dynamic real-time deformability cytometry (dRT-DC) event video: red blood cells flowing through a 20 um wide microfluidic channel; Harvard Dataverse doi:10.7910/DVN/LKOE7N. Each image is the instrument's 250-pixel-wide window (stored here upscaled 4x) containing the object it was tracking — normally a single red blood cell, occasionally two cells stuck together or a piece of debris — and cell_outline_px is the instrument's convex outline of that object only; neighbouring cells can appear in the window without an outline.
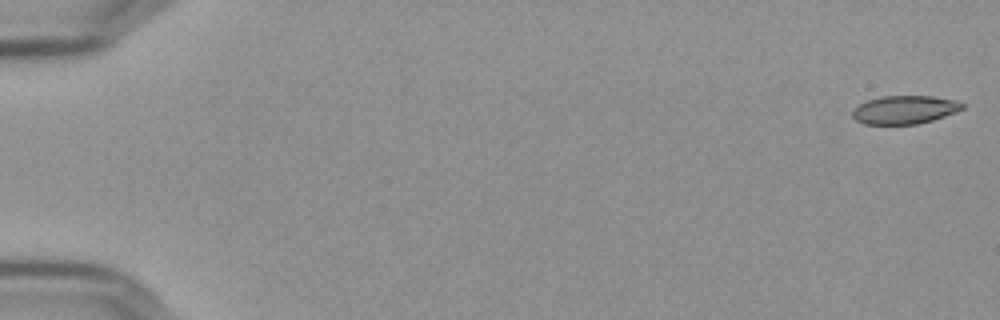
{"species": "Egyptian fruit bat (a non-hibernating species)", "species_latin": "Rousettus aegyptiacus", "temperature_condition": "cold", "stored_images_in_passage": 56, "camera_frame_rate_fps": 3000, "um_per_image_px": 0.085, "frame": {"image": 1, "passage_image": 1, "time_ms": 0.0, "image_size_px": [1000, 320], "cell_outline_px": [[964, 108], [956, 112], [932, 120], [916, 124], [864, 124], [856, 120], [852, 116], [852, 108], [868, 100], [884, 96], [932, 96], [956, 100], [964, 104]], "centroid_in_image_um": [76.89, 9.33], "position_along_channel_um": 8.1, "area_um2": 18.09}}
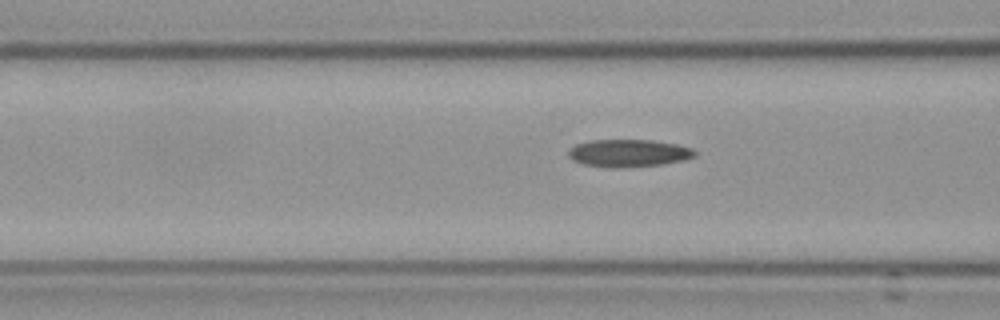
{"frame": {"image": 2, "passage_image": 23, "time_ms": 7.333, "image_size_px": [1000, 320], "cell_outline_px": [[696, 156], [684, 160], [664, 164], [624, 168], [608, 168], [584, 164], [572, 160], [568, 156], [568, 148], [576, 144], [588, 140], [652, 140], [676, 144], [692, 148], [696, 152]], "centroid_in_image_um": [53.41, 13.02], "position_along_channel_um": 113.2, "area_um2": 20.58}}
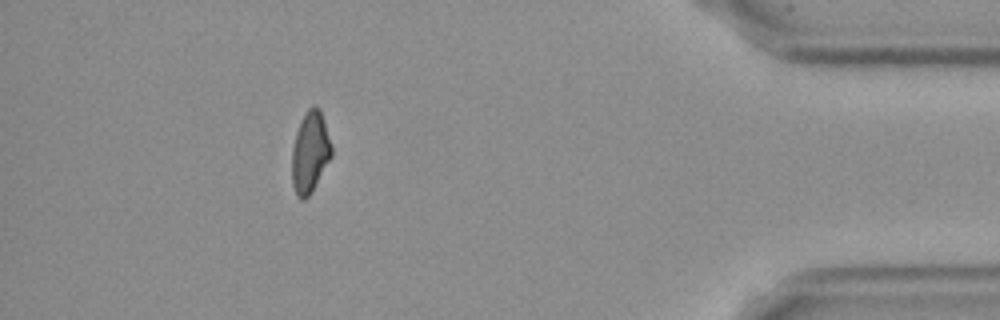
{"frame": {"image": 3, "passage_image": 51, "time_ms": 16.667, "image_size_px": [1000, 320], "cell_outline_px": [[332, 156], [312, 192], [304, 200], [300, 200], [296, 196], [292, 184], [292, 148], [296, 132], [304, 112], [312, 104], [316, 104], [320, 108], [332, 144]], "centroid_in_image_um": [26.36, 12.92], "position_along_channel_um": 408.8, "area_um2": 19.13}, "authors_computed_cell_mechanics": {"area_um2": 19.7387, "velocity_mm_per_s": 3.6543, "shape_relaxation_time_tau1_ms": null, "shape_relaxation_time_tau2_ms": 5.0637, "deformation_change_tau1": null, "deformation_change_tau2": 0.1123}}